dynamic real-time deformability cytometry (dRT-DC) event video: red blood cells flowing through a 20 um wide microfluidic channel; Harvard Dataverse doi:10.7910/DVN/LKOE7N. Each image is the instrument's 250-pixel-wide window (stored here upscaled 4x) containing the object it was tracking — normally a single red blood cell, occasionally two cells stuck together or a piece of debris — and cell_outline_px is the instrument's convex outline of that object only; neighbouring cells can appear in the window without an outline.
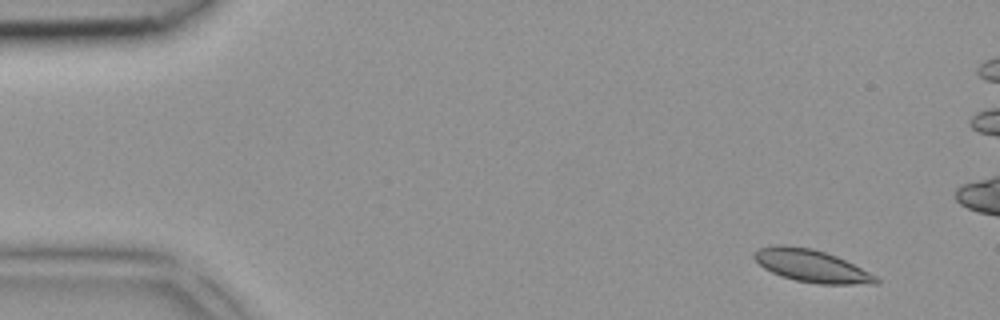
{"species": "common noctule bat (a hibernating species)", "species_latin": "Nyctalus noctula", "temperature_condition": "room temperature", "stored_images_in_passage": 4, "camera_frame_rate_fps": 3000, "um_per_image_px": 0.085, "animal": {"sex": "female", "body_mass_g": 18.4}, "frame": {"image": 1, "passage_image": 1, "time_ms": 0.0, "image_size_px": [1000, 320], "cell_outline_px": [[880, 284], [820, 284], [796, 280], [780, 276], [764, 268], [752, 256], [752, 252], [760, 248], [776, 244], [784, 244], [812, 248], [836, 256], [876, 276], [880, 280]], "centroid_in_image_um": [68.94, 22.59], "position_along_channel_um": 16.1, "area_um2": 22.95}}